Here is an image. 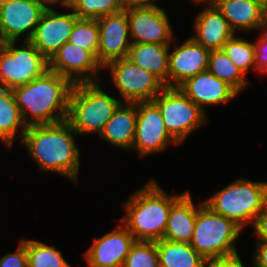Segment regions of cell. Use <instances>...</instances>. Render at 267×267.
<instances>
[{
    "mask_svg": "<svg viewBox=\"0 0 267 267\" xmlns=\"http://www.w3.org/2000/svg\"><path fill=\"white\" fill-rule=\"evenodd\" d=\"M259 2L261 5H263L267 9V0H254Z\"/></svg>",
    "mask_w": 267,
    "mask_h": 267,
    "instance_id": "40",
    "label": "cell"
},
{
    "mask_svg": "<svg viewBox=\"0 0 267 267\" xmlns=\"http://www.w3.org/2000/svg\"><path fill=\"white\" fill-rule=\"evenodd\" d=\"M3 40H2V38H1V36H0V50H1V48L3 47Z\"/></svg>",
    "mask_w": 267,
    "mask_h": 267,
    "instance_id": "42",
    "label": "cell"
},
{
    "mask_svg": "<svg viewBox=\"0 0 267 267\" xmlns=\"http://www.w3.org/2000/svg\"><path fill=\"white\" fill-rule=\"evenodd\" d=\"M73 84L47 70L42 76L11 89L27 126L67 120L69 95ZM29 115L32 119H29Z\"/></svg>",
    "mask_w": 267,
    "mask_h": 267,
    "instance_id": "2",
    "label": "cell"
},
{
    "mask_svg": "<svg viewBox=\"0 0 267 267\" xmlns=\"http://www.w3.org/2000/svg\"><path fill=\"white\" fill-rule=\"evenodd\" d=\"M169 134L180 144L206 124V113L178 87H165L153 100Z\"/></svg>",
    "mask_w": 267,
    "mask_h": 267,
    "instance_id": "8",
    "label": "cell"
},
{
    "mask_svg": "<svg viewBox=\"0 0 267 267\" xmlns=\"http://www.w3.org/2000/svg\"><path fill=\"white\" fill-rule=\"evenodd\" d=\"M137 122L132 149L144 157L179 143L167 131L158 106L153 101L137 102Z\"/></svg>",
    "mask_w": 267,
    "mask_h": 267,
    "instance_id": "11",
    "label": "cell"
},
{
    "mask_svg": "<svg viewBox=\"0 0 267 267\" xmlns=\"http://www.w3.org/2000/svg\"><path fill=\"white\" fill-rule=\"evenodd\" d=\"M134 236L122 224L94 240L85 253L89 267H123L135 243Z\"/></svg>",
    "mask_w": 267,
    "mask_h": 267,
    "instance_id": "16",
    "label": "cell"
},
{
    "mask_svg": "<svg viewBox=\"0 0 267 267\" xmlns=\"http://www.w3.org/2000/svg\"><path fill=\"white\" fill-rule=\"evenodd\" d=\"M253 227L259 237V242L267 243V206L256 217Z\"/></svg>",
    "mask_w": 267,
    "mask_h": 267,
    "instance_id": "35",
    "label": "cell"
},
{
    "mask_svg": "<svg viewBox=\"0 0 267 267\" xmlns=\"http://www.w3.org/2000/svg\"><path fill=\"white\" fill-rule=\"evenodd\" d=\"M76 135L71 124L64 120L28 126L22 142L41 170L60 173L77 182L80 152L75 144Z\"/></svg>",
    "mask_w": 267,
    "mask_h": 267,
    "instance_id": "1",
    "label": "cell"
},
{
    "mask_svg": "<svg viewBox=\"0 0 267 267\" xmlns=\"http://www.w3.org/2000/svg\"><path fill=\"white\" fill-rule=\"evenodd\" d=\"M27 127L11 89L0 88V140L11 147L16 133L22 141Z\"/></svg>",
    "mask_w": 267,
    "mask_h": 267,
    "instance_id": "24",
    "label": "cell"
},
{
    "mask_svg": "<svg viewBox=\"0 0 267 267\" xmlns=\"http://www.w3.org/2000/svg\"><path fill=\"white\" fill-rule=\"evenodd\" d=\"M222 50L235 63V65L246 74L255 65L254 43L237 38L235 34L223 45Z\"/></svg>",
    "mask_w": 267,
    "mask_h": 267,
    "instance_id": "30",
    "label": "cell"
},
{
    "mask_svg": "<svg viewBox=\"0 0 267 267\" xmlns=\"http://www.w3.org/2000/svg\"><path fill=\"white\" fill-rule=\"evenodd\" d=\"M203 267H244L239 254L226 257L209 258Z\"/></svg>",
    "mask_w": 267,
    "mask_h": 267,
    "instance_id": "34",
    "label": "cell"
},
{
    "mask_svg": "<svg viewBox=\"0 0 267 267\" xmlns=\"http://www.w3.org/2000/svg\"><path fill=\"white\" fill-rule=\"evenodd\" d=\"M137 122L136 103H121L106 123L99 137L109 144L131 149Z\"/></svg>",
    "mask_w": 267,
    "mask_h": 267,
    "instance_id": "22",
    "label": "cell"
},
{
    "mask_svg": "<svg viewBox=\"0 0 267 267\" xmlns=\"http://www.w3.org/2000/svg\"><path fill=\"white\" fill-rule=\"evenodd\" d=\"M123 267H160L155 241H135Z\"/></svg>",
    "mask_w": 267,
    "mask_h": 267,
    "instance_id": "31",
    "label": "cell"
},
{
    "mask_svg": "<svg viewBox=\"0 0 267 267\" xmlns=\"http://www.w3.org/2000/svg\"><path fill=\"white\" fill-rule=\"evenodd\" d=\"M207 70L218 79L227 82L238 93L248 85L242 71L222 49L210 51Z\"/></svg>",
    "mask_w": 267,
    "mask_h": 267,
    "instance_id": "26",
    "label": "cell"
},
{
    "mask_svg": "<svg viewBox=\"0 0 267 267\" xmlns=\"http://www.w3.org/2000/svg\"><path fill=\"white\" fill-rule=\"evenodd\" d=\"M255 46V65L256 69L261 72H267V29H263L260 33Z\"/></svg>",
    "mask_w": 267,
    "mask_h": 267,
    "instance_id": "33",
    "label": "cell"
},
{
    "mask_svg": "<svg viewBox=\"0 0 267 267\" xmlns=\"http://www.w3.org/2000/svg\"><path fill=\"white\" fill-rule=\"evenodd\" d=\"M10 0H0V6L2 5V4H5V3H7V2H9Z\"/></svg>",
    "mask_w": 267,
    "mask_h": 267,
    "instance_id": "41",
    "label": "cell"
},
{
    "mask_svg": "<svg viewBox=\"0 0 267 267\" xmlns=\"http://www.w3.org/2000/svg\"><path fill=\"white\" fill-rule=\"evenodd\" d=\"M178 88L204 112V106L231 101L238 92L208 70L186 79Z\"/></svg>",
    "mask_w": 267,
    "mask_h": 267,
    "instance_id": "18",
    "label": "cell"
},
{
    "mask_svg": "<svg viewBox=\"0 0 267 267\" xmlns=\"http://www.w3.org/2000/svg\"><path fill=\"white\" fill-rule=\"evenodd\" d=\"M209 54L210 50L197 43L192 37L172 52L169 51L168 87H178L186 79L206 71Z\"/></svg>",
    "mask_w": 267,
    "mask_h": 267,
    "instance_id": "17",
    "label": "cell"
},
{
    "mask_svg": "<svg viewBox=\"0 0 267 267\" xmlns=\"http://www.w3.org/2000/svg\"><path fill=\"white\" fill-rule=\"evenodd\" d=\"M0 267H28L26 246L20 241L15 253L0 258Z\"/></svg>",
    "mask_w": 267,
    "mask_h": 267,
    "instance_id": "32",
    "label": "cell"
},
{
    "mask_svg": "<svg viewBox=\"0 0 267 267\" xmlns=\"http://www.w3.org/2000/svg\"><path fill=\"white\" fill-rule=\"evenodd\" d=\"M191 194L186 191L171 205L163 239L172 242L190 243L193 237L196 214Z\"/></svg>",
    "mask_w": 267,
    "mask_h": 267,
    "instance_id": "21",
    "label": "cell"
},
{
    "mask_svg": "<svg viewBox=\"0 0 267 267\" xmlns=\"http://www.w3.org/2000/svg\"><path fill=\"white\" fill-rule=\"evenodd\" d=\"M124 8V0H72L68 7L79 19L89 20L120 13Z\"/></svg>",
    "mask_w": 267,
    "mask_h": 267,
    "instance_id": "28",
    "label": "cell"
},
{
    "mask_svg": "<svg viewBox=\"0 0 267 267\" xmlns=\"http://www.w3.org/2000/svg\"><path fill=\"white\" fill-rule=\"evenodd\" d=\"M132 43L171 45L172 28L166 11L159 6L125 5Z\"/></svg>",
    "mask_w": 267,
    "mask_h": 267,
    "instance_id": "10",
    "label": "cell"
},
{
    "mask_svg": "<svg viewBox=\"0 0 267 267\" xmlns=\"http://www.w3.org/2000/svg\"><path fill=\"white\" fill-rule=\"evenodd\" d=\"M15 43L4 42L0 50V88L27 84L49 70V61L30 41H23L22 48Z\"/></svg>",
    "mask_w": 267,
    "mask_h": 267,
    "instance_id": "7",
    "label": "cell"
},
{
    "mask_svg": "<svg viewBox=\"0 0 267 267\" xmlns=\"http://www.w3.org/2000/svg\"><path fill=\"white\" fill-rule=\"evenodd\" d=\"M170 45L131 43L127 58L156 76L168 87V60Z\"/></svg>",
    "mask_w": 267,
    "mask_h": 267,
    "instance_id": "23",
    "label": "cell"
},
{
    "mask_svg": "<svg viewBox=\"0 0 267 267\" xmlns=\"http://www.w3.org/2000/svg\"><path fill=\"white\" fill-rule=\"evenodd\" d=\"M121 103L102 91L99 82L73 84L69 95L67 121L78 135H100Z\"/></svg>",
    "mask_w": 267,
    "mask_h": 267,
    "instance_id": "4",
    "label": "cell"
},
{
    "mask_svg": "<svg viewBox=\"0 0 267 267\" xmlns=\"http://www.w3.org/2000/svg\"><path fill=\"white\" fill-rule=\"evenodd\" d=\"M160 267H203L205 259L190 243L156 241Z\"/></svg>",
    "mask_w": 267,
    "mask_h": 267,
    "instance_id": "25",
    "label": "cell"
},
{
    "mask_svg": "<svg viewBox=\"0 0 267 267\" xmlns=\"http://www.w3.org/2000/svg\"><path fill=\"white\" fill-rule=\"evenodd\" d=\"M100 69L104 68L89 50L69 42L64 43L49 60V70L72 84L100 82Z\"/></svg>",
    "mask_w": 267,
    "mask_h": 267,
    "instance_id": "12",
    "label": "cell"
},
{
    "mask_svg": "<svg viewBox=\"0 0 267 267\" xmlns=\"http://www.w3.org/2000/svg\"><path fill=\"white\" fill-rule=\"evenodd\" d=\"M256 253L253 257L255 267H267V243L257 242Z\"/></svg>",
    "mask_w": 267,
    "mask_h": 267,
    "instance_id": "36",
    "label": "cell"
},
{
    "mask_svg": "<svg viewBox=\"0 0 267 267\" xmlns=\"http://www.w3.org/2000/svg\"><path fill=\"white\" fill-rule=\"evenodd\" d=\"M215 6L222 13L231 30L251 31L267 29V9L254 0H219Z\"/></svg>",
    "mask_w": 267,
    "mask_h": 267,
    "instance_id": "19",
    "label": "cell"
},
{
    "mask_svg": "<svg viewBox=\"0 0 267 267\" xmlns=\"http://www.w3.org/2000/svg\"><path fill=\"white\" fill-rule=\"evenodd\" d=\"M242 228L214 212L204 202L199 204L190 245L205 260L237 254L235 241Z\"/></svg>",
    "mask_w": 267,
    "mask_h": 267,
    "instance_id": "6",
    "label": "cell"
},
{
    "mask_svg": "<svg viewBox=\"0 0 267 267\" xmlns=\"http://www.w3.org/2000/svg\"><path fill=\"white\" fill-rule=\"evenodd\" d=\"M78 19L73 11L59 13L46 7L29 41L49 61L59 48L68 42L73 26Z\"/></svg>",
    "mask_w": 267,
    "mask_h": 267,
    "instance_id": "14",
    "label": "cell"
},
{
    "mask_svg": "<svg viewBox=\"0 0 267 267\" xmlns=\"http://www.w3.org/2000/svg\"><path fill=\"white\" fill-rule=\"evenodd\" d=\"M68 42L89 50L98 61L99 27L97 20L78 19Z\"/></svg>",
    "mask_w": 267,
    "mask_h": 267,
    "instance_id": "29",
    "label": "cell"
},
{
    "mask_svg": "<svg viewBox=\"0 0 267 267\" xmlns=\"http://www.w3.org/2000/svg\"><path fill=\"white\" fill-rule=\"evenodd\" d=\"M99 27L98 62L104 67L110 61L128 56L132 41L127 12L105 15L97 19Z\"/></svg>",
    "mask_w": 267,
    "mask_h": 267,
    "instance_id": "15",
    "label": "cell"
},
{
    "mask_svg": "<svg viewBox=\"0 0 267 267\" xmlns=\"http://www.w3.org/2000/svg\"><path fill=\"white\" fill-rule=\"evenodd\" d=\"M46 7L39 0H10L0 6V36L3 42L29 41ZM26 34V35H25Z\"/></svg>",
    "mask_w": 267,
    "mask_h": 267,
    "instance_id": "13",
    "label": "cell"
},
{
    "mask_svg": "<svg viewBox=\"0 0 267 267\" xmlns=\"http://www.w3.org/2000/svg\"><path fill=\"white\" fill-rule=\"evenodd\" d=\"M28 254V267H72L60 250L38 240L21 239Z\"/></svg>",
    "mask_w": 267,
    "mask_h": 267,
    "instance_id": "27",
    "label": "cell"
},
{
    "mask_svg": "<svg viewBox=\"0 0 267 267\" xmlns=\"http://www.w3.org/2000/svg\"><path fill=\"white\" fill-rule=\"evenodd\" d=\"M194 3H201V2H205L207 3V5H215L219 0H193Z\"/></svg>",
    "mask_w": 267,
    "mask_h": 267,
    "instance_id": "39",
    "label": "cell"
},
{
    "mask_svg": "<svg viewBox=\"0 0 267 267\" xmlns=\"http://www.w3.org/2000/svg\"><path fill=\"white\" fill-rule=\"evenodd\" d=\"M180 196H170L157 182L150 180L124 203L126 216L120 221L136 241L162 240L171 205Z\"/></svg>",
    "mask_w": 267,
    "mask_h": 267,
    "instance_id": "3",
    "label": "cell"
},
{
    "mask_svg": "<svg viewBox=\"0 0 267 267\" xmlns=\"http://www.w3.org/2000/svg\"><path fill=\"white\" fill-rule=\"evenodd\" d=\"M204 203L243 229L247 223L253 225L256 217L267 206V182L240 178L226 185Z\"/></svg>",
    "mask_w": 267,
    "mask_h": 267,
    "instance_id": "5",
    "label": "cell"
},
{
    "mask_svg": "<svg viewBox=\"0 0 267 267\" xmlns=\"http://www.w3.org/2000/svg\"><path fill=\"white\" fill-rule=\"evenodd\" d=\"M45 7H49L50 5H57L58 3L62 4L66 8H68L71 4L72 0H39ZM48 4V5H47Z\"/></svg>",
    "mask_w": 267,
    "mask_h": 267,
    "instance_id": "38",
    "label": "cell"
},
{
    "mask_svg": "<svg viewBox=\"0 0 267 267\" xmlns=\"http://www.w3.org/2000/svg\"><path fill=\"white\" fill-rule=\"evenodd\" d=\"M156 0H124L125 5L132 6H157L153 3Z\"/></svg>",
    "mask_w": 267,
    "mask_h": 267,
    "instance_id": "37",
    "label": "cell"
},
{
    "mask_svg": "<svg viewBox=\"0 0 267 267\" xmlns=\"http://www.w3.org/2000/svg\"><path fill=\"white\" fill-rule=\"evenodd\" d=\"M115 87L121 94L122 103L152 101L165 85L153 74L137 66L127 57L107 63Z\"/></svg>",
    "mask_w": 267,
    "mask_h": 267,
    "instance_id": "9",
    "label": "cell"
},
{
    "mask_svg": "<svg viewBox=\"0 0 267 267\" xmlns=\"http://www.w3.org/2000/svg\"><path fill=\"white\" fill-rule=\"evenodd\" d=\"M194 30L196 34L192 38L210 51L221 50L235 34L215 5H208L197 15Z\"/></svg>",
    "mask_w": 267,
    "mask_h": 267,
    "instance_id": "20",
    "label": "cell"
}]
</instances>
